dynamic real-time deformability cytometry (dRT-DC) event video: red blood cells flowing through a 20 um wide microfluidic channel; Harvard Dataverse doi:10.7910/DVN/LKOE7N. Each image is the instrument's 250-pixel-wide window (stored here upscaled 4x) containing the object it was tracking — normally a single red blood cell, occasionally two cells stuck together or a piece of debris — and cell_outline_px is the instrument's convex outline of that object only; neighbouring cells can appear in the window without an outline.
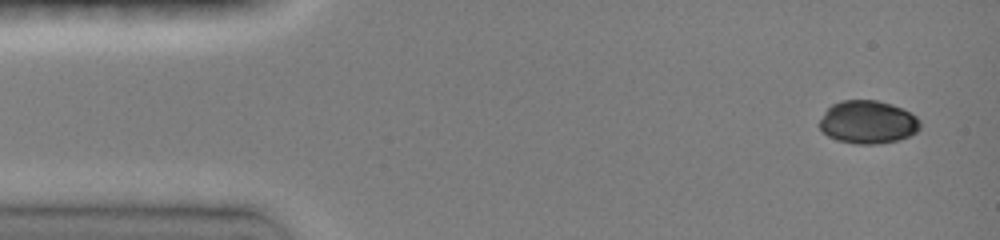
{"species": "common noctule bat (a hibernating species)", "species_latin": "Nyctalus noctula", "temperature_condition": "room temperature", "stored_images_in_passage": 7, "camera_frame_rate_fps": 3000, "um_per_image_px": 0.085, "animal": {"sex": "female", "body_mass_g": 19.0, "forearm_length_mm": 51.5}, "frame": {"image": 1, "passage_image": 1, "time_ms": 0.0, "image_size_px": [1000, 240], "cell_outline_px": [[920, 128], [916, 132], [900, 140], [876, 144], [856, 144], [836, 140], [828, 136], [820, 128], [820, 120], [824, 112], [832, 104], [840, 100], [876, 100], [892, 104], [916, 116], [920, 120]], "centroid_in_image_um": [73.76, 10.38], "position_along_channel_um": 11.2, "area_um2": 25.26}}
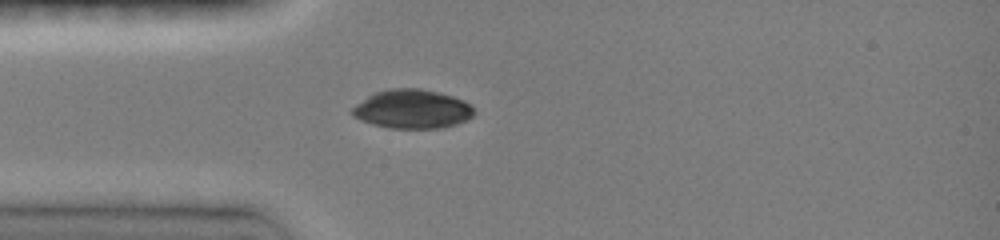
{"frame": {"image": 2, "passage_image": 5, "time_ms": 3.333, "image_size_px": [1000, 240], "cell_outline_px": [[476, 112], [468, 120], [444, 128], [388, 128], [372, 124], [360, 120], [352, 116], [348, 112], [356, 104], [368, 96], [376, 92], [392, 88], [420, 88], [452, 96], [464, 100], [472, 104]], "centroid_in_image_um": [35.05, 9.28], "position_along_channel_um": 50.0, "area_um2": 27.92}}